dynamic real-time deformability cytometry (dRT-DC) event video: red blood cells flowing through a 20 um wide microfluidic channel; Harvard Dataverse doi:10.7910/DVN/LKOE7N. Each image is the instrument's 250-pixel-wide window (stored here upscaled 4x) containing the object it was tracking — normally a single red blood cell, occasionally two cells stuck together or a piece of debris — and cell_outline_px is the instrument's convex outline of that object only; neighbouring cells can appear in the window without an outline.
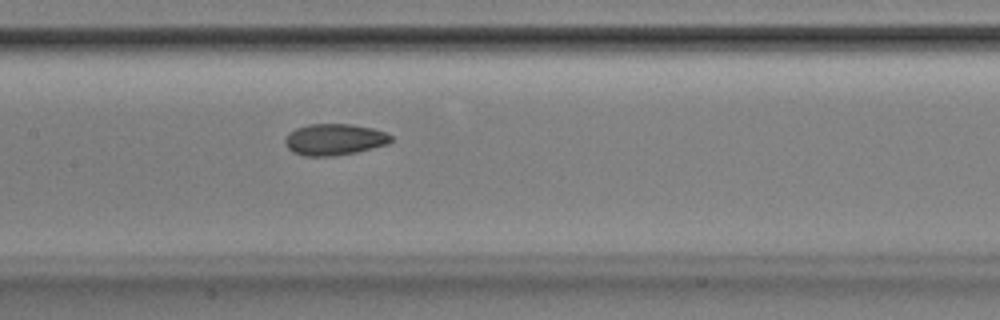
{"species": "Egyptian fruit bat (a non-hibernating species)", "species_latin": "Rousettus aegyptiacus", "temperature_condition": "room temperature", "stored_images_in_passage": 53, "camera_frame_rate_fps": 3000, "um_per_image_px": 0.085, "animal": {"sex": "male"}, "frame": {"image": 1, "passage_image": 26, "time_ms": 8.333, "image_size_px": [1000, 320], "cell_outline_px": [[392, 140], [388, 144], [356, 152], [332, 156], [304, 156], [292, 152], [288, 148], [284, 140], [288, 132], [296, 128], [308, 124], [352, 124], [372, 128], [384, 132], [392, 136]], "centroid_in_image_um": [28.4, 11.85], "position_along_channel_um": 179.0, "area_um2": 19.42}}
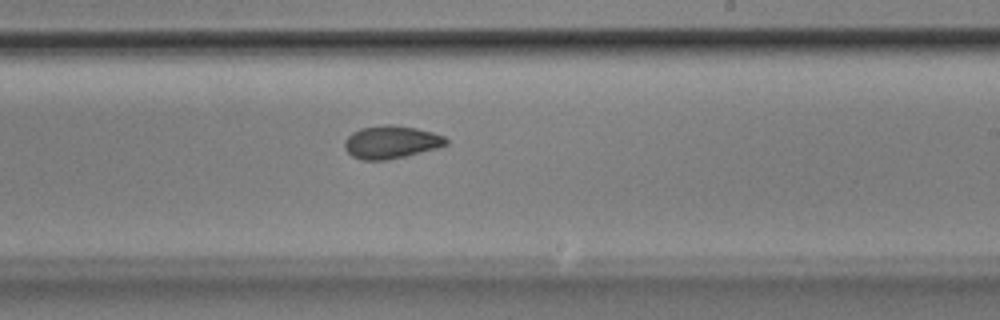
{"frame": {"image": 2, "passage_image": 32, "time_ms": 10.333, "image_size_px": [1000, 320], "cell_outline_px": [[448, 144], [436, 148], [388, 160], [360, 160], [352, 156], [344, 148], [344, 140], [352, 132], [360, 128], [384, 124], [388, 124], [416, 128], [432, 132], [444, 136], [448, 140]], "centroid_in_image_um": [33.21, 12.08], "position_along_channel_um": 255.8, "area_um2": 19.42}}
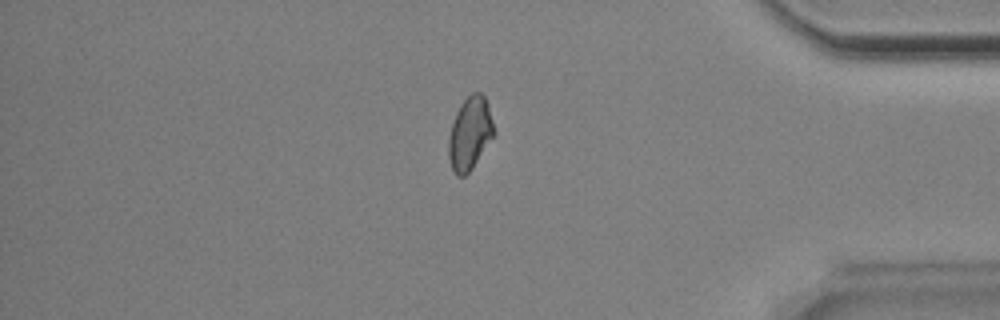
{"frame": {"image": 3, "passage_image": 45, "time_ms": 14.667, "image_size_px": [1000, 320], "cell_outline_px": [[496, 132], [472, 168], [464, 176], [456, 176], [452, 168], [448, 156], [448, 140], [452, 124], [456, 112], [460, 104], [472, 92], [480, 92], [484, 96], [488, 104]], "centroid_in_image_um": [39.94, 11.33], "position_along_channel_um": 395.3, "area_um2": 19.19}, "authors_computed_cell_mechanics": {"area_um2": 19.4786, "velocity_mm_per_s": 3.868, "shape_relaxation_time_tau1_ms": 7.8938, "shape_relaxation_time_tau2_ms": 2.6532, "deformation_change_tau1": 0.1349, "deformation_change_tau2": 0.0697}}